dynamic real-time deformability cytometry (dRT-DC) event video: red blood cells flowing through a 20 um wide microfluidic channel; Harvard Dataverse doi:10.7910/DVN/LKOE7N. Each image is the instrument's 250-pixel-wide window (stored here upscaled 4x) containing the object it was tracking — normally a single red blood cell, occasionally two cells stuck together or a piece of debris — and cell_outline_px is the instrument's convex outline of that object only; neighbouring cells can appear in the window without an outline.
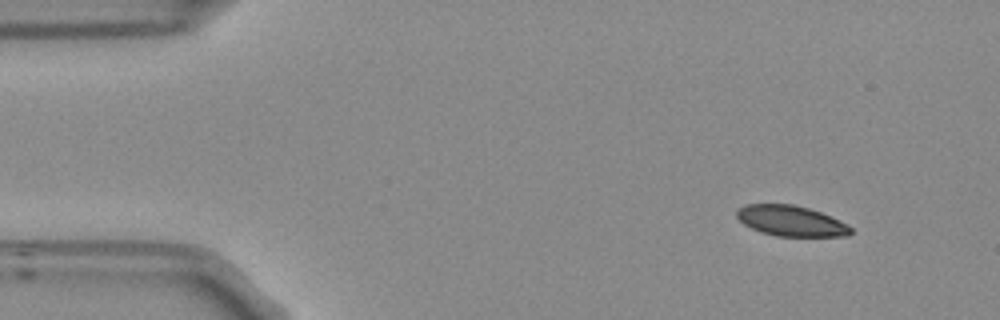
{"species": "Egyptian fruit bat (a non-hibernating species)", "species_latin": "Rousettus aegyptiacus", "temperature_condition": "room temperature", "stored_images_in_passage": 49, "camera_frame_rate_fps": 3000, "um_per_image_px": 0.085, "frame": {"image": 1, "passage_image": 1, "time_ms": 0.0, "image_size_px": [1000, 320], "cell_outline_px": [[852, 232], [848, 236], [776, 236], [752, 228], [744, 224], [736, 216], [736, 208], [744, 204], [792, 204], [808, 208], [820, 212], [848, 224], [852, 228]], "centroid_in_image_um": [67.22, 18.77], "position_along_channel_um": 17.8, "area_um2": 20.23}}
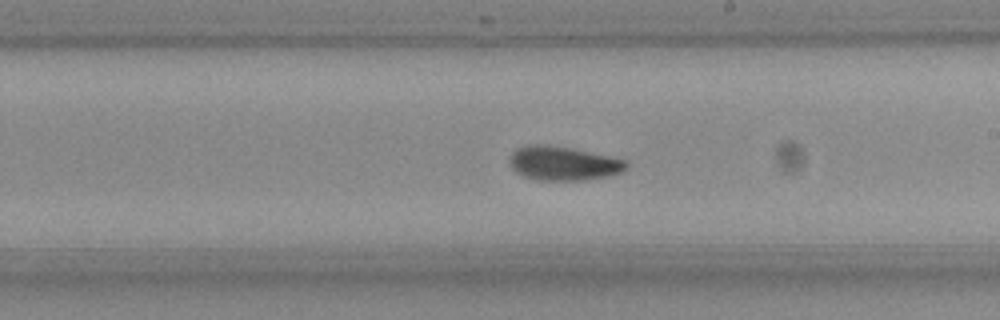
{"frame": {"image": 2, "passage_image": 26, "time_ms": 8.333, "image_size_px": [1000, 320], "cell_outline_px": [[628, 168], [624, 172], [608, 176], [584, 180], [532, 180], [516, 172], [512, 168], [512, 152], [516, 148], [528, 144], [544, 144], [568, 148], [628, 160]], "centroid_in_image_um": [47.91, 13.9], "position_along_channel_um": 241.1, "area_um2": 23.06}}
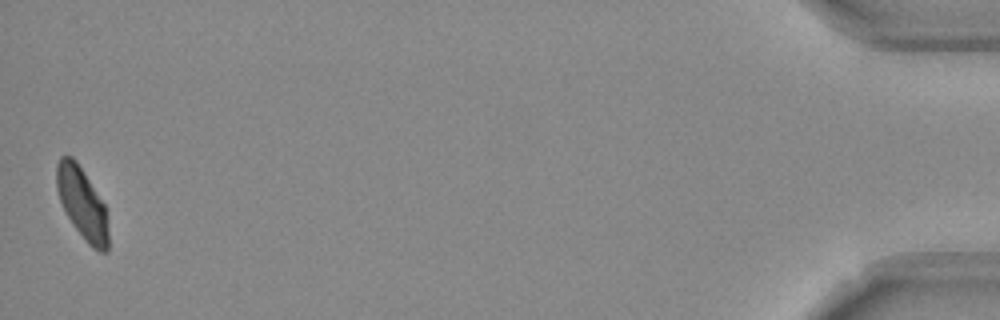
{"frame": {"image": 3, "passage_image": 49, "time_ms": 16.0, "image_size_px": [1000, 320], "cell_outline_px": [[108, 252], [100, 252], [92, 248], [88, 244], [72, 224], [60, 200], [56, 188], [56, 164], [60, 156], [72, 156], [76, 160], [104, 204], [108, 228]], "centroid_in_image_um": [6.97, 17.29], "position_along_channel_um": 428.2, "area_um2": 21.39}, "authors_computed_cell_mechanics": {"area_um2": 22.253, "velocity_mm_per_s": 3.73, "shape_relaxation_time_tau1_ms": 3.654, "shape_relaxation_time_tau2_ms": 2.7929, "deformation_change_tau1": 0.1152, "deformation_change_tau2": 0.0488}}